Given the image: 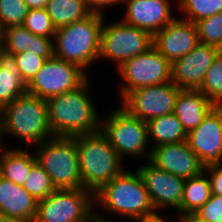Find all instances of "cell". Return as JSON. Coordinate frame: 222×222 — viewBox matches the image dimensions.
Instances as JSON below:
<instances>
[{
    "instance_id": "f546056e",
    "label": "cell",
    "mask_w": 222,
    "mask_h": 222,
    "mask_svg": "<svg viewBox=\"0 0 222 222\" xmlns=\"http://www.w3.org/2000/svg\"><path fill=\"white\" fill-rule=\"evenodd\" d=\"M200 43L222 51V13L201 19L196 23Z\"/></svg>"
},
{
    "instance_id": "d590c367",
    "label": "cell",
    "mask_w": 222,
    "mask_h": 222,
    "mask_svg": "<svg viewBox=\"0 0 222 222\" xmlns=\"http://www.w3.org/2000/svg\"><path fill=\"white\" fill-rule=\"evenodd\" d=\"M204 171L210 180L211 193L222 195V167L220 165L208 166L204 168Z\"/></svg>"
},
{
    "instance_id": "60d3db41",
    "label": "cell",
    "mask_w": 222,
    "mask_h": 222,
    "mask_svg": "<svg viewBox=\"0 0 222 222\" xmlns=\"http://www.w3.org/2000/svg\"><path fill=\"white\" fill-rule=\"evenodd\" d=\"M26 4L28 9H41L45 8L48 0H23Z\"/></svg>"
},
{
    "instance_id": "4fadbf2b",
    "label": "cell",
    "mask_w": 222,
    "mask_h": 222,
    "mask_svg": "<svg viewBox=\"0 0 222 222\" xmlns=\"http://www.w3.org/2000/svg\"><path fill=\"white\" fill-rule=\"evenodd\" d=\"M145 163H141L136 170L143 180L154 209H166V212L167 209H174L180 214L186 179L156 167L149 160H145Z\"/></svg>"
},
{
    "instance_id": "484cf974",
    "label": "cell",
    "mask_w": 222,
    "mask_h": 222,
    "mask_svg": "<svg viewBox=\"0 0 222 222\" xmlns=\"http://www.w3.org/2000/svg\"><path fill=\"white\" fill-rule=\"evenodd\" d=\"M176 3L179 17L192 23L222 13V0H177Z\"/></svg>"
},
{
    "instance_id": "5bb4252c",
    "label": "cell",
    "mask_w": 222,
    "mask_h": 222,
    "mask_svg": "<svg viewBox=\"0 0 222 222\" xmlns=\"http://www.w3.org/2000/svg\"><path fill=\"white\" fill-rule=\"evenodd\" d=\"M189 148L205 168L222 161V106H214L202 122L187 133Z\"/></svg>"
},
{
    "instance_id": "d6a6232c",
    "label": "cell",
    "mask_w": 222,
    "mask_h": 222,
    "mask_svg": "<svg viewBox=\"0 0 222 222\" xmlns=\"http://www.w3.org/2000/svg\"><path fill=\"white\" fill-rule=\"evenodd\" d=\"M21 77L28 84L35 74L41 69L46 58L36 55V53L22 52L13 55Z\"/></svg>"
},
{
    "instance_id": "7bdbcfd3",
    "label": "cell",
    "mask_w": 222,
    "mask_h": 222,
    "mask_svg": "<svg viewBox=\"0 0 222 222\" xmlns=\"http://www.w3.org/2000/svg\"><path fill=\"white\" fill-rule=\"evenodd\" d=\"M3 135H2V112H1V109H0V150L5 147L3 145Z\"/></svg>"
},
{
    "instance_id": "d6986e66",
    "label": "cell",
    "mask_w": 222,
    "mask_h": 222,
    "mask_svg": "<svg viewBox=\"0 0 222 222\" xmlns=\"http://www.w3.org/2000/svg\"><path fill=\"white\" fill-rule=\"evenodd\" d=\"M38 201L33 198L23 185H17L0 176V214L33 222Z\"/></svg>"
},
{
    "instance_id": "4dcf8cb0",
    "label": "cell",
    "mask_w": 222,
    "mask_h": 222,
    "mask_svg": "<svg viewBox=\"0 0 222 222\" xmlns=\"http://www.w3.org/2000/svg\"><path fill=\"white\" fill-rule=\"evenodd\" d=\"M28 10L23 0H0V30L23 25Z\"/></svg>"
},
{
    "instance_id": "6da1fadb",
    "label": "cell",
    "mask_w": 222,
    "mask_h": 222,
    "mask_svg": "<svg viewBox=\"0 0 222 222\" xmlns=\"http://www.w3.org/2000/svg\"><path fill=\"white\" fill-rule=\"evenodd\" d=\"M88 78L78 88L48 98V122L54 136L72 137L100 131L101 117Z\"/></svg>"
},
{
    "instance_id": "ab89813d",
    "label": "cell",
    "mask_w": 222,
    "mask_h": 222,
    "mask_svg": "<svg viewBox=\"0 0 222 222\" xmlns=\"http://www.w3.org/2000/svg\"><path fill=\"white\" fill-rule=\"evenodd\" d=\"M100 211V209H94V214L86 222H117L116 220L105 218L104 214H100Z\"/></svg>"
},
{
    "instance_id": "5b68a950",
    "label": "cell",
    "mask_w": 222,
    "mask_h": 222,
    "mask_svg": "<svg viewBox=\"0 0 222 222\" xmlns=\"http://www.w3.org/2000/svg\"><path fill=\"white\" fill-rule=\"evenodd\" d=\"M1 112L3 139L11 136L30 148L54 136L45 99L26 93L5 105Z\"/></svg>"
},
{
    "instance_id": "44dd1931",
    "label": "cell",
    "mask_w": 222,
    "mask_h": 222,
    "mask_svg": "<svg viewBox=\"0 0 222 222\" xmlns=\"http://www.w3.org/2000/svg\"><path fill=\"white\" fill-rule=\"evenodd\" d=\"M11 148V149H10ZM0 150V176L17 185H23L32 166L37 162L34 151L21 146Z\"/></svg>"
},
{
    "instance_id": "cb8c5ba5",
    "label": "cell",
    "mask_w": 222,
    "mask_h": 222,
    "mask_svg": "<svg viewBox=\"0 0 222 222\" xmlns=\"http://www.w3.org/2000/svg\"><path fill=\"white\" fill-rule=\"evenodd\" d=\"M45 10L56 29L85 19L93 13L83 0H48Z\"/></svg>"
},
{
    "instance_id": "9c48e42d",
    "label": "cell",
    "mask_w": 222,
    "mask_h": 222,
    "mask_svg": "<svg viewBox=\"0 0 222 222\" xmlns=\"http://www.w3.org/2000/svg\"><path fill=\"white\" fill-rule=\"evenodd\" d=\"M94 214V194L84 188L56 189L38 201L33 222H86Z\"/></svg>"
},
{
    "instance_id": "8fae6325",
    "label": "cell",
    "mask_w": 222,
    "mask_h": 222,
    "mask_svg": "<svg viewBox=\"0 0 222 222\" xmlns=\"http://www.w3.org/2000/svg\"><path fill=\"white\" fill-rule=\"evenodd\" d=\"M89 77L79 66L53 56L27 84V93L47 100L78 88Z\"/></svg>"
},
{
    "instance_id": "8992f818",
    "label": "cell",
    "mask_w": 222,
    "mask_h": 222,
    "mask_svg": "<svg viewBox=\"0 0 222 222\" xmlns=\"http://www.w3.org/2000/svg\"><path fill=\"white\" fill-rule=\"evenodd\" d=\"M113 109L105 113L104 120L101 117V132L124 161V156L126 159L130 156L131 159L149 160L152 148L146 121L131 116L120 105Z\"/></svg>"
},
{
    "instance_id": "ba28073f",
    "label": "cell",
    "mask_w": 222,
    "mask_h": 222,
    "mask_svg": "<svg viewBox=\"0 0 222 222\" xmlns=\"http://www.w3.org/2000/svg\"><path fill=\"white\" fill-rule=\"evenodd\" d=\"M101 29L99 60L110 61L118 69L125 61L146 52L153 46V36L142 29L116 19Z\"/></svg>"
},
{
    "instance_id": "603a6c76",
    "label": "cell",
    "mask_w": 222,
    "mask_h": 222,
    "mask_svg": "<svg viewBox=\"0 0 222 222\" xmlns=\"http://www.w3.org/2000/svg\"><path fill=\"white\" fill-rule=\"evenodd\" d=\"M146 123L152 149L161 144L180 143L187 140V132L174 113L153 118Z\"/></svg>"
},
{
    "instance_id": "e575fe53",
    "label": "cell",
    "mask_w": 222,
    "mask_h": 222,
    "mask_svg": "<svg viewBox=\"0 0 222 222\" xmlns=\"http://www.w3.org/2000/svg\"><path fill=\"white\" fill-rule=\"evenodd\" d=\"M26 52H33L36 53V55L38 56H42L46 59H49L54 56L53 39L32 34L31 49H27Z\"/></svg>"
},
{
    "instance_id": "7c38bea8",
    "label": "cell",
    "mask_w": 222,
    "mask_h": 222,
    "mask_svg": "<svg viewBox=\"0 0 222 222\" xmlns=\"http://www.w3.org/2000/svg\"><path fill=\"white\" fill-rule=\"evenodd\" d=\"M181 90L172 81L151 85L129 92L120 103L131 116L147 122L173 113Z\"/></svg>"
},
{
    "instance_id": "7a4b0ae2",
    "label": "cell",
    "mask_w": 222,
    "mask_h": 222,
    "mask_svg": "<svg viewBox=\"0 0 222 222\" xmlns=\"http://www.w3.org/2000/svg\"><path fill=\"white\" fill-rule=\"evenodd\" d=\"M78 150L82 188L95 194L126 168L107 137L100 131L72 136Z\"/></svg>"
},
{
    "instance_id": "7402d4cb",
    "label": "cell",
    "mask_w": 222,
    "mask_h": 222,
    "mask_svg": "<svg viewBox=\"0 0 222 222\" xmlns=\"http://www.w3.org/2000/svg\"><path fill=\"white\" fill-rule=\"evenodd\" d=\"M26 93L14 56L0 50V109Z\"/></svg>"
},
{
    "instance_id": "2e32d148",
    "label": "cell",
    "mask_w": 222,
    "mask_h": 222,
    "mask_svg": "<svg viewBox=\"0 0 222 222\" xmlns=\"http://www.w3.org/2000/svg\"><path fill=\"white\" fill-rule=\"evenodd\" d=\"M199 43L196 24L178 16L153 35V47L171 64Z\"/></svg>"
},
{
    "instance_id": "1f68e13d",
    "label": "cell",
    "mask_w": 222,
    "mask_h": 222,
    "mask_svg": "<svg viewBox=\"0 0 222 222\" xmlns=\"http://www.w3.org/2000/svg\"><path fill=\"white\" fill-rule=\"evenodd\" d=\"M23 26L34 35L52 39L57 30L45 8L28 10Z\"/></svg>"
},
{
    "instance_id": "52a82bcc",
    "label": "cell",
    "mask_w": 222,
    "mask_h": 222,
    "mask_svg": "<svg viewBox=\"0 0 222 222\" xmlns=\"http://www.w3.org/2000/svg\"><path fill=\"white\" fill-rule=\"evenodd\" d=\"M33 148L37 163L56 189L82 188L78 150L73 137L53 136Z\"/></svg>"
},
{
    "instance_id": "9a60e30c",
    "label": "cell",
    "mask_w": 222,
    "mask_h": 222,
    "mask_svg": "<svg viewBox=\"0 0 222 222\" xmlns=\"http://www.w3.org/2000/svg\"><path fill=\"white\" fill-rule=\"evenodd\" d=\"M175 2L177 0H122L126 9L119 19L153 36L176 17L172 12L177 9Z\"/></svg>"
},
{
    "instance_id": "4316f807",
    "label": "cell",
    "mask_w": 222,
    "mask_h": 222,
    "mask_svg": "<svg viewBox=\"0 0 222 222\" xmlns=\"http://www.w3.org/2000/svg\"><path fill=\"white\" fill-rule=\"evenodd\" d=\"M32 33L23 25L1 30V48L3 52L15 55L31 49Z\"/></svg>"
},
{
    "instance_id": "f35d334b",
    "label": "cell",
    "mask_w": 222,
    "mask_h": 222,
    "mask_svg": "<svg viewBox=\"0 0 222 222\" xmlns=\"http://www.w3.org/2000/svg\"><path fill=\"white\" fill-rule=\"evenodd\" d=\"M174 215H175L174 217H177L176 221L178 222H206L195 213H183V214H177L176 216L175 212Z\"/></svg>"
},
{
    "instance_id": "83f0119b",
    "label": "cell",
    "mask_w": 222,
    "mask_h": 222,
    "mask_svg": "<svg viewBox=\"0 0 222 222\" xmlns=\"http://www.w3.org/2000/svg\"><path fill=\"white\" fill-rule=\"evenodd\" d=\"M201 91L215 106H222V51L208 68Z\"/></svg>"
},
{
    "instance_id": "b9f144b4",
    "label": "cell",
    "mask_w": 222,
    "mask_h": 222,
    "mask_svg": "<svg viewBox=\"0 0 222 222\" xmlns=\"http://www.w3.org/2000/svg\"><path fill=\"white\" fill-rule=\"evenodd\" d=\"M0 222H25V221L18 218L8 217L0 214Z\"/></svg>"
},
{
    "instance_id": "ffe728a7",
    "label": "cell",
    "mask_w": 222,
    "mask_h": 222,
    "mask_svg": "<svg viewBox=\"0 0 222 222\" xmlns=\"http://www.w3.org/2000/svg\"><path fill=\"white\" fill-rule=\"evenodd\" d=\"M214 106L201 91L182 89L177 96L173 113L188 133L202 122Z\"/></svg>"
},
{
    "instance_id": "ac0fdd59",
    "label": "cell",
    "mask_w": 222,
    "mask_h": 222,
    "mask_svg": "<svg viewBox=\"0 0 222 222\" xmlns=\"http://www.w3.org/2000/svg\"><path fill=\"white\" fill-rule=\"evenodd\" d=\"M149 161L156 167L184 179L199 175L204 170L186 141L154 147Z\"/></svg>"
},
{
    "instance_id": "8d00e7d4",
    "label": "cell",
    "mask_w": 222,
    "mask_h": 222,
    "mask_svg": "<svg viewBox=\"0 0 222 222\" xmlns=\"http://www.w3.org/2000/svg\"><path fill=\"white\" fill-rule=\"evenodd\" d=\"M83 1L93 12L102 13V14H105L104 13L105 9L107 10L112 6L117 7L118 5H121L122 2V0H83Z\"/></svg>"
},
{
    "instance_id": "3957f363",
    "label": "cell",
    "mask_w": 222,
    "mask_h": 222,
    "mask_svg": "<svg viewBox=\"0 0 222 222\" xmlns=\"http://www.w3.org/2000/svg\"><path fill=\"white\" fill-rule=\"evenodd\" d=\"M135 171V172H134ZM134 172V173H133ZM127 168L103 185L94 194V209H101L114 218L122 219L146 215L155 211L143 180L136 169ZM97 207V208H96ZM122 216V218H121Z\"/></svg>"
},
{
    "instance_id": "277c9868",
    "label": "cell",
    "mask_w": 222,
    "mask_h": 222,
    "mask_svg": "<svg viewBox=\"0 0 222 222\" xmlns=\"http://www.w3.org/2000/svg\"><path fill=\"white\" fill-rule=\"evenodd\" d=\"M104 17L105 14L93 12L85 19L58 28L53 37L54 57L89 74L91 65L98 62Z\"/></svg>"
},
{
    "instance_id": "ee69618b",
    "label": "cell",
    "mask_w": 222,
    "mask_h": 222,
    "mask_svg": "<svg viewBox=\"0 0 222 222\" xmlns=\"http://www.w3.org/2000/svg\"><path fill=\"white\" fill-rule=\"evenodd\" d=\"M0 48H1V30H0Z\"/></svg>"
},
{
    "instance_id": "74e56055",
    "label": "cell",
    "mask_w": 222,
    "mask_h": 222,
    "mask_svg": "<svg viewBox=\"0 0 222 222\" xmlns=\"http://www.w3.org/2000/svg\"><path fill=\"white\" fill-rule=\"evenodd\" d=\"M160 212L161 211L155 210L154 212L146 214V215L133 217V218L129 219L128 221L129 222H130V220L132 222H167V221H169V219L167 218L169 216H167V214L164 215L163 212H161V213ZM165 216H166V218H165Z\"/></svg>"
},
{
    "instance_id": "d4e9b609",
    "label": "cell",
    "mask_w": 222,
    "mask_h": 222,
    "mask_svg": "<svg viewBox=\"0 0 222 222\" xmlns=\"http://www.w3.org/2000/svg\"><path fill=\"white\" fill-rule=\"evenodd\" d=\"M211 184L203 170L199 175L185 180L180 214L195 213L211 197Z\"/></svg>"
},
{
    "instance_id": "e0dca14e",
    "label": "cell",
    "mask_w": 222,
    "mask_h": 222,
    "mask_svg": "<svg viewBox=\"0 0 222 222\" xmlns=\"http://www.w3.org/2000/svg\"><path fill=\"white\" fill-rule=\"evenodd\" d=\"M220 52L214 46L199 43L192 51L171 64V81L180 89L198 90L208 68Z\"/></svg>"
},
{
    "instance_id": "f1b7e54d",
    "label": "cell",
    "mask_w": 222,
    "mask_h": 222,
    "mask_svg": "<svg viewBox=\"0 0 222 222\" xmlns=\"http://www.w3.org/2000/svg\"><path fill=\"white\" fill-rule=\"evenodd\" d=\"M23 188L37 201L47 198L56 190L50 176L37 162L32 166Z\"/></svg>"
},
{
    "instance_id": "30bf717a",
    "label": "cell",
    "mask_w": 222,
    "mask_h": 222,
    "mask_svg": "<svg viewBox=\"0 0 222 222\" xmlns=\"http://www.w3.org/2000/svg\"><path fill=\"white\" fill-rule=\"evenodd\" d=\"M171 63L153 46L146 52L125 61L117 75L123 80L119 84V100L138 88L171 82Z\"/></svg>"
},
{
    "instance_id": "836d02e7",
    "label": "cell",
    "mask_w": 222,
    "mask_h": 222,
    "mask_svg": "<svg viewBox=\"0 0 222 222\" xmlns=\"http://www.w3.org/2000/svg\"><path fill=\"white\" fill-rule=\"evenodd\" d=\"M195 214L206 222H222V195L212 194Z\"/></svg>"
}]
</instances>
